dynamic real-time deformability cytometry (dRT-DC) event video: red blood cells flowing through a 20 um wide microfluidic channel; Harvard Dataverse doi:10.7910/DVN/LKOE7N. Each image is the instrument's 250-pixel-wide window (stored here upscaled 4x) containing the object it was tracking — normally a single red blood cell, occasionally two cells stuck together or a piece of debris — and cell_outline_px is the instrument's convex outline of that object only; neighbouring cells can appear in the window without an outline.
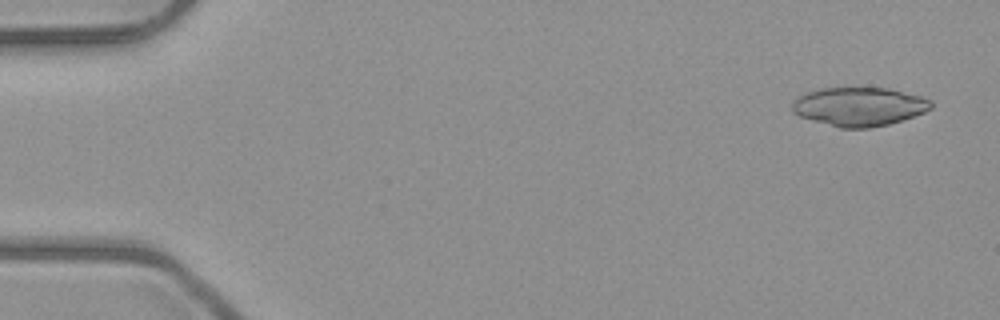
{"species": "common noctule bat (a hibernating species)", "species_latin": "Nyctalus noctula", "temperature_condition": "room temperature", "stored_images_in_passage": 4, "camera_frame_rate_fps": 3000, "um_per_image_px": 0.085, "animal": {"sex": "male", "body_mass_g": 23.1, "forearm_length_mm": 52.7}, "frame": {"image": 1, "passage_image": 1, "time_ms": 0.0, "image_size_px": [1000, 320], "cell_outline_px": [[932, 108], [924, 112], [888, 124], [868, 128], [840, 128], [812, 120], [800, 116], [792, 112], [792, 104], [800, 96], [808, 92], [820, 88], [888, 88], [924, 96], [932, 100]], "centroid_in_image_um": [73.06, 9.05], "position_along_channel_um": 11.9, "area_um2": 31.21}}